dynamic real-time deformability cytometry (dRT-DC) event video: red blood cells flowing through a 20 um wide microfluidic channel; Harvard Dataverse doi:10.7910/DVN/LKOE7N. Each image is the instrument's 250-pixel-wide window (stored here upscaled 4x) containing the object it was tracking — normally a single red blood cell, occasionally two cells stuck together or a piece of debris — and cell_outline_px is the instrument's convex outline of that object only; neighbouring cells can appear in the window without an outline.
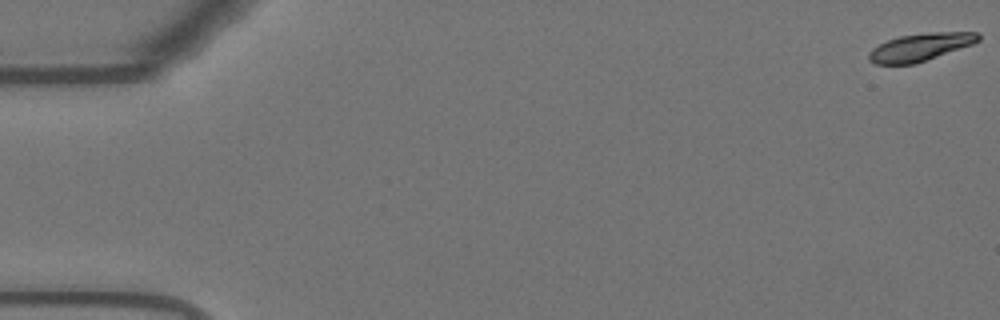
{"species": "Egyptian fruit bat (a non-hibernating species)", "species_latin": "Rousettus aegyptiacus", "temperature_condition": "warm", "stored_images_in_passage": 56, "camera_frame_rate_fps": 3000, "um_per_image_px": 0.085, "animal": {"sex": "female"}, "frame": {"image": 1, "passage_image": 1, "time_ms": 0.0, "image_size_px": [1000, 320], "cell_outline_px": [[980, 40], [972, 44], [916, 64], [876, 64], [868, 60], [868, 52], [872, 48], [888, 40], [900, 36], [928, 32], [980, 32]], "centroid_in_image_um": [78.22, 4.0], "position_along_channel_um": 6.8, "area_um2": 17.63}}
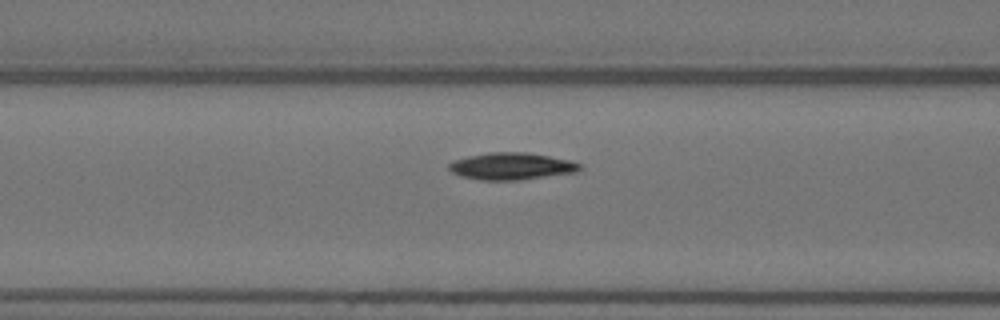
{"frame": {"image": 2, "passage_image": 23, "time_ms": 7.333, "image_size_px": [1000, 320], "cell_outline_px": [[580, 168], [576, 172], [520, 180], [480, 180], [460, 176], [452, 172], [448, 168], [448, 164], [456, 160], [468, 156], [488, 152], [524, 152], [572, 160], [580, 164]], "centroid_in_image_um": [43.46, 14.13], "position_along_channel_um": 123.1, "area_um2": 20.52}}
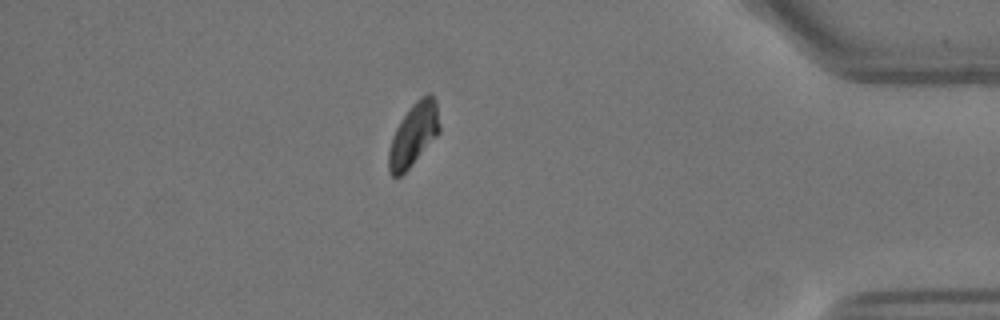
{"frame": {"image": 3, "passage_image": 49, "time_ms": 16.0, "image_size_px": [1000, 320], "cell_outline_px": [[440, 132], [412, 164], [400, 176], [392, 176], [388, 172], [388, 152], [392, 136], [400, 120], [408, 108], [420, 96], [428, 92], [436, 100], [440, 124]], "centroid_in_image_um": [35.15, 11.4], "position_along_channel_um": 400.1, "area_um2": 18.67}, "authors_computed_cell_mechanics": {"area_um2": 19.2185, "velocity_mm_per_s": 3.6422, "shape_relaxation_time_tau1_ms": 3.1513, "shape_relaxation_time_tau2_ms": null, "deformation_change_tau1": 0.1365, "deformation_change_tau2": null}}